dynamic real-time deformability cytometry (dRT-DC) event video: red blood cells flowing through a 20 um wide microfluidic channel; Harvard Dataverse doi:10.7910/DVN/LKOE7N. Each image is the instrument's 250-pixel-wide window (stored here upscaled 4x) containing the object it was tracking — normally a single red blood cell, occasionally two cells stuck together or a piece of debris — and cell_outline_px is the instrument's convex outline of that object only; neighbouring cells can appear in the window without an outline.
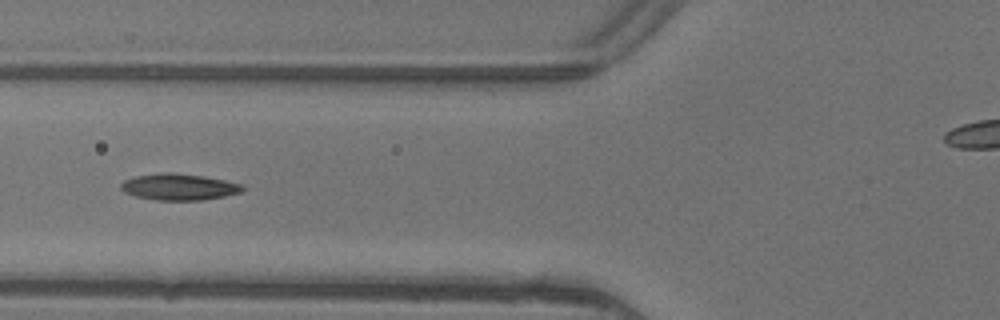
{"species": "common noctule bat (a hibernating species)", "species_latin": "Nyctalus noctula", "temperature_condition": "warm", "stored_images_in_passage": 6, "camera_frame_rate_fps": 3000, "um_per_image_px": 0.085, "animal": {"sex": "female"}, "frame": {"image": 1, "passage_image": 6, "time_ms": 1.667, "image_size_px": [1000, 320], "cell_outline_px": [[244, 188], [240, 192], [224, 196], [200, 200], [156, 200], [136, 196], [124, 192], [120, 188], [120, 184], [124, 180], [136, 176], [164, 172], [172, 172], [204, 176], [244, 184]], "centroid_in_image_um": [15.2, 15.88], "position_along_channel_um": 110.6, "area_um2": 18.67}}